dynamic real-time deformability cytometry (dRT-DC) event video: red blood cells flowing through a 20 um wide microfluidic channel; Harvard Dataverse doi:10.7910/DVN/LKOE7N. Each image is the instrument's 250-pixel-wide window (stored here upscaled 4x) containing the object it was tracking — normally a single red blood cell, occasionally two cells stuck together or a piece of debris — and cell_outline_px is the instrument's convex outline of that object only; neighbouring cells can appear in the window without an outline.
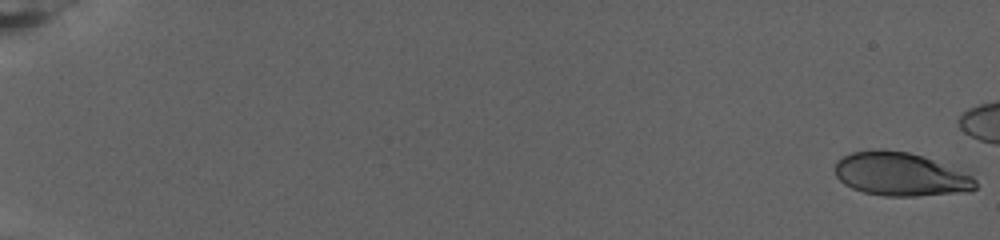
{"species": "human", "species_latin": "Homo sapiens", "temperature_condition": "warm", "stored_images_in_passage": 75, "camera_frame_rate_fps": 3000, "um_per_image_px": 0.085, "donor": {"sex": "female"}, "frame": {"image": 1, "passage_image": 1, "time_ms": 0.0, "image_size_px": [1000, 240], "cell_outline_px": [[976, 188], [968, 192], [916, 196], [884, 196], [864, 192], [852, 188], [844, 184], [836, 176], [836, 160], [852, 152], [880, 148], [884, 148], [908, 152], [924, 156], [972, 176], [976, 180]], "centroid_in_image_um": [76.52, 14.81], "position_along_channel_um": 8.5, "area_um2": 35.66}}
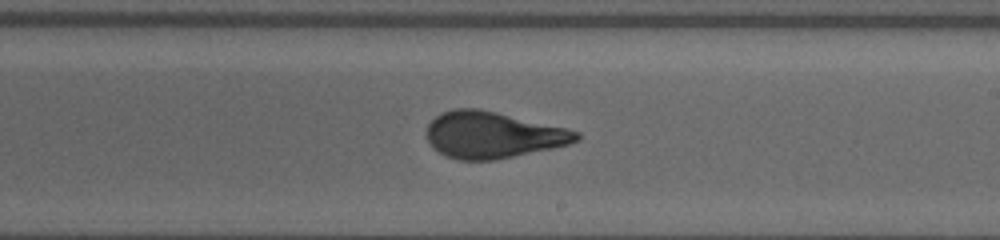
{"frame": {"image": 2, "passage_image": 53, "time_ms": 17.333, "image_size_px": [1000, 240], "cell_outline_px": [[580, 140], [568, 144], [552, 148], [496, 160], [456, 160], [444, 156], [428, 140], [428, 124], [436, 116], [444, 112], [456, 108], [480, 108], [564, 128], [580, 132]], "centroid_in_image_um": [41.88, 11.47], "position_along_channel_um": 247.1, "area_um2": 40.11}}
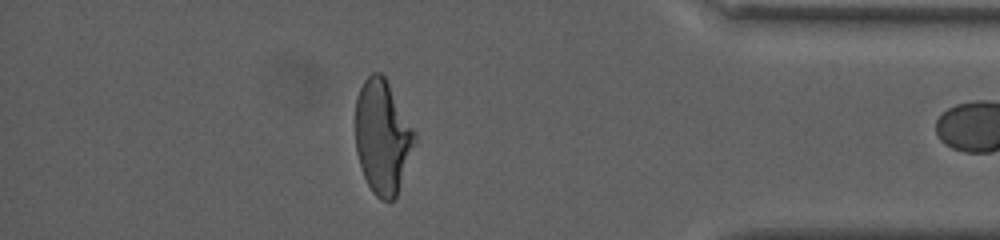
{"frame": {"image": 3, "passage_image": 74, "time_ms": 24.333, "image_size_px": [1000, 240], "cell_outline_px": [[416, 140], [396, 196], [392, 200], [380, 200], [372, 192], [364, 176], [356, 152], [356, 100], [360, 88], [364, 80], [372, 72], [380, 72], [384, 76], [412, 128], [416, 136]], "centroid_in_image_um": [32.49, 11.64], "position_along_channel_um": 402.7, "area_um2": 38.49}}